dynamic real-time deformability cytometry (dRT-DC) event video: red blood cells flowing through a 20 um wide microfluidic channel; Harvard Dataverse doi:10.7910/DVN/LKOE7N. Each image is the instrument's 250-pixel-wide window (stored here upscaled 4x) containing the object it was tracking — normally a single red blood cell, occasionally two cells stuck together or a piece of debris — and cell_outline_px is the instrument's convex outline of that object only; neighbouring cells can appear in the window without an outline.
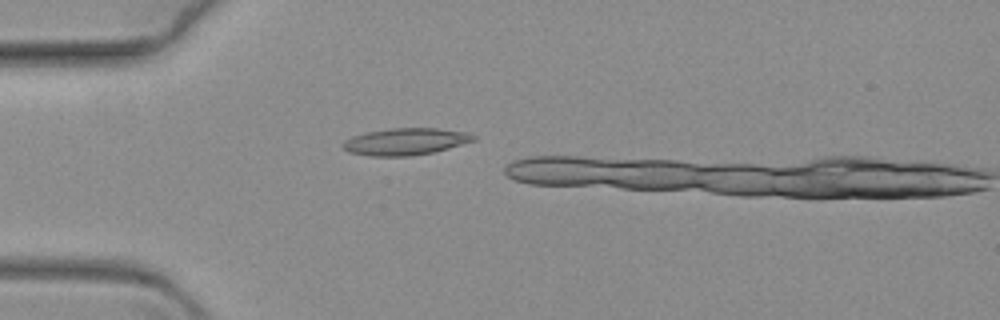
{"species": "common noctule bat (a hibernating species)", "species_latin": "Nyctalus noctula", "temperature_condition": "warm", "stored_images_in_passage": 23, "camera_frame_rate_fps": 3000, "um_per_image_px": 0.085, "animal": {"sex": "female", "body_mass_g": 19.3, "forearm_length_mm": 54.1}, "frame": {"image": 1, "passage_image": 17, "time_ms": 5.333, "image_size_px": [1000, 320], "cell_outline_px": [[476, 140], [448, 148], [432, 152], [408, 156], [368, 156], [348, 152], [344, 148], [344, 140], [352, 136], [364, 132], [392, 128], [436, 128], [468, 132], [476, 136]], "centroid_in_image_um": [34.46, 12.03], "position_along_channel_um": 50.5, "area_um2": 20.46}}